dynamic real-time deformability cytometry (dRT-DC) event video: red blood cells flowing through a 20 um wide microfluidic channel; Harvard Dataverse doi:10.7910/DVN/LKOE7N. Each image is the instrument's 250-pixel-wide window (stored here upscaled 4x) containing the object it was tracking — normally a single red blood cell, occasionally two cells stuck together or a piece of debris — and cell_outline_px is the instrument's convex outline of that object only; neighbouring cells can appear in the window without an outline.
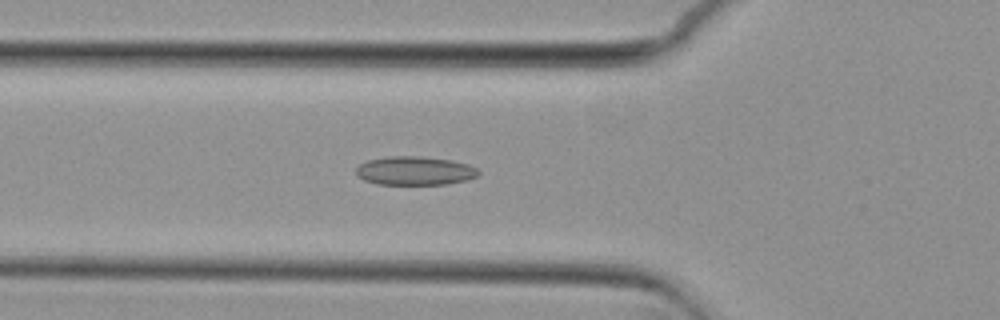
{"species": "common noctule bat (a hibernating species)", "species_latin": "Nyctalus noctula", "temperature_condition": "cold", "stored_images_in_passage": 51, "camera_frame_rate_fps": 3000, "um_per_image_px": 0.085, "animal": {"sex": "female", "body_mass_g": 29.2, "forearm_length_mm": 56.3}, "frame": {"image": 1, "passage_image": 20, "time_ms": 6.333, "image_size_px": [1000, 320], "cell_outline_px": [[480, 172], [476, 176], [464, 180], [448, 184], [376, 184], [364, 180], [356, 176], [356, 168], [360, 164], [368, 160], [388, 156], [420, 156], [448, 160], [468, 164], [476, 168]], "centroid_in_image_um": [35.21, 14.51], "position_along_channel_um": 90.6, "area_um2": 20.35}}
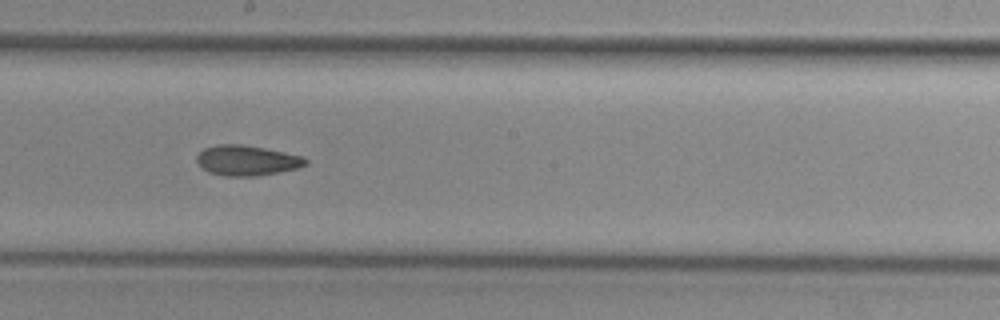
{"frame": {"image": 2, "passage_image": 31, "time_ms": 10.0, "image_size_px": [1000, 320], "cell_outline_px": [[308, 164], [300, 168], [280, 172], [256, 176], [224, 176], [208, 172], [196, 160], [196, 156], [204, 148], [220, 144], [240, 144], [264, 148], [284, 152], [300, 156], [308, 160]], "centroid_in_image_um": [21.0, 13.64], "position_along_channel_um": 227.2, "area_um2": 19.13}}
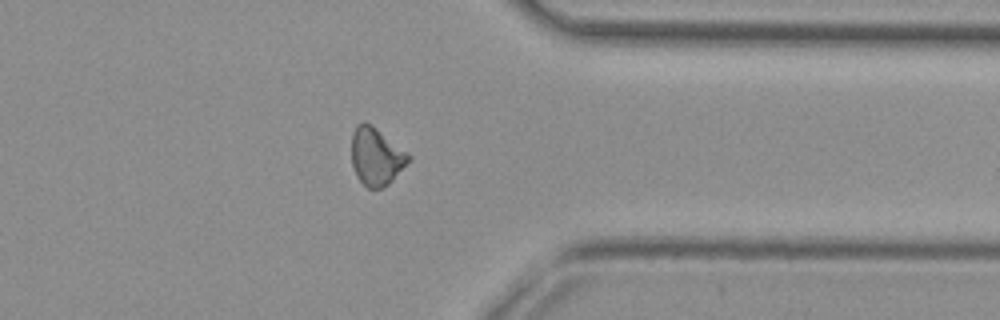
{"frame": {"image": 3, "passage_image": 44, "time_ms": 14.333, "image_size_px": [1000, 320], "cell_outline_px": [[412, 156], [392, 180], [388, 184], [380, 188], [368, 188], [356, 176], [352, 164], [352, 132], [356, 124], [364, 120], [376, 128], [408, 152]], "centroid_in_image_um": [31.95, 13.27], "position_along_channel_um": 379.4, "area_um2": 18.96}}